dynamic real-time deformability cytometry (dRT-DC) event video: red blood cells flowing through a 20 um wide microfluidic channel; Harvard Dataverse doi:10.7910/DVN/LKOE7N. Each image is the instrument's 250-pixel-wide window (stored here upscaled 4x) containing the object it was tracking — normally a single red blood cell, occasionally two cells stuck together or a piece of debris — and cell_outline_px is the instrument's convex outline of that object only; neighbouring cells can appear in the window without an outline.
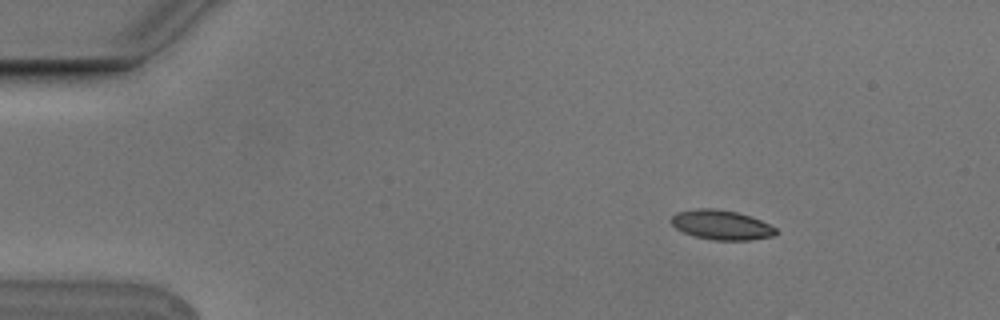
{"species": "Egyptian fruit bat (a non-hibernating species)", "species_latin": "Rousettus aegyptiacus", "temperature_condition": "cold", "stored_images_in_passage": 3, "camera_frame_rate_fps": 3000, "um_per_image_px": 0.085, "animal": {"sex": "male"}, "frame": {"image": 1, "passage_image": 1, "time_ms": 0.0, "image_size_px": [1000, 320], "cell_outline_px": [[776, 232], [772, 236], [752, 240], [712, 240], [696, 236], [684, 232], [676, 228], [668, 220], [676, 212], [696, 208], [716, 208], [736, 212], [752, 216], [776, 228]], "centroid_in_image_um": [61.28, 19.1], "position_along_channel_um": 23.7, "area_um2": 18.09}}